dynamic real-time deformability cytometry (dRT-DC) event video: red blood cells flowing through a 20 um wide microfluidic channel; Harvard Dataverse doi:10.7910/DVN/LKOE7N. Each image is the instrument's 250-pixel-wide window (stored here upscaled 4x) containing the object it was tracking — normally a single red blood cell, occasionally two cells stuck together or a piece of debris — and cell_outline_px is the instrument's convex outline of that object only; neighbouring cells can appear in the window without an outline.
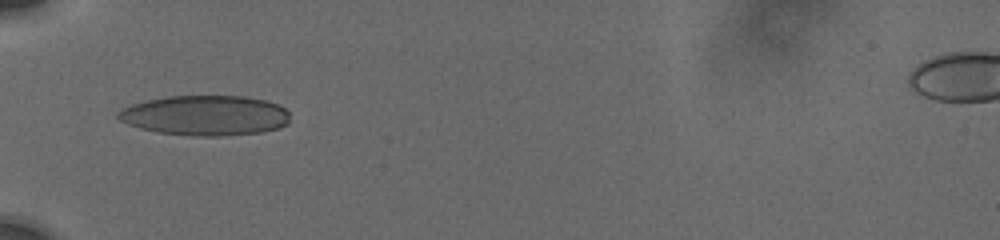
{"species": "human", "species_latin": "Homo sapiens", "temperature_condition": "cold", "stored_images_in_passage": 19, "camera_frame_rate_fps": 3000, "um_per_image_px": 0.085, "donor": {"sex": "male"}, "frame": {"image": 1, "passage_image": 1, "time_ms": 0.0, "image_size_px": [1000, 240], "cell_outline_px": [[288, 124], [280, 128], [260, 132], [220, 136], [192, 136], [160, 132], [140, 128], [128, 124], [120, 120], [116, 116], [116, 112], [132, 104], [148, 100], [168, 96], [244, 96], [264, 100], [276, 104], [284, 108], [288, 112]], "centroid_in_image_um": [17.44, 9.81], "position_along_channel_um": 67.6, "area_um2": 40.0}}
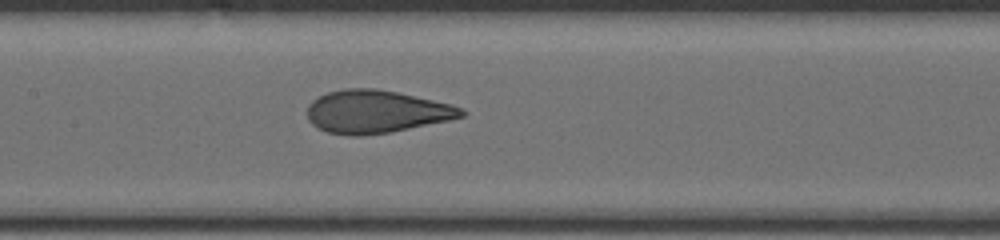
{"frame": {"image": 2, "passage_image": 12, "time_ms": 3.0, "image_size_px": [1000, 240], "cell_outline_px": [[464, 116], [448, 120], [388, 132], [356, 136], [352, 136], [328, 132], [316, 128], [308, 120], [308, 104], [312, 100], [328, 92], [344, 88], [376, 88], [396, 92], [452, 104], [460, 108], [464, 112]], "centroid_in_image_um": [31.92, 9.48], "position_along_channel_um": 175.5, "area_um2": 38.09}}
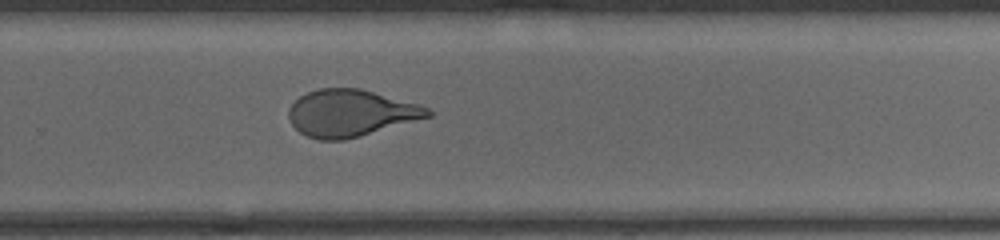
{"frame": {"image": 3, "passage_image": 19, "time_ms": 6.333, "image_size_px": [1000, 240], "cell_outline_px": [[432, 116], [344, 140], [320, 140], [308, 136], [300, 132], [292, 124], [288, 116], [288, 108], [300, 96], [308, 92], [320, 88], [360, 88], [416, 104], [428, 108], [432, 112]], "centroid_in_image_um": [29.77, 9.61], "position_along_channel_um": 300.0, "area_um2": 37.51}}